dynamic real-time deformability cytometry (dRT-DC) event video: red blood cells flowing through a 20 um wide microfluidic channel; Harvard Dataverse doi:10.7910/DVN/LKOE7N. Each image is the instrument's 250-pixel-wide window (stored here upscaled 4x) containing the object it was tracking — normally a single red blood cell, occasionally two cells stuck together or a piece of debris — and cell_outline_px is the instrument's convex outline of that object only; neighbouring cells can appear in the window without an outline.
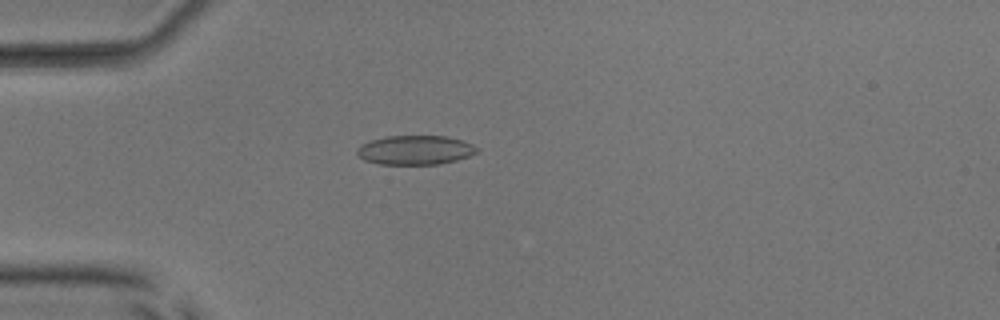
{"species": "common noctule bat (a hibernating species)", "species_latin": "Nyctalus noctula", "temperature_condition": "room temperature", "stored_images_in_passage": 52, "camera_frame_rate_fps": 3000, "um_per_image_px": 0.085, "animal": {"sex": "male", "body_mass_g": 17.9, "forearm_length_mm": 54.2}, "frame": {"image": 1, "passage_image": 15, "time_ms": 4.667, "image_size_px": [1000, 320], "cell_outline_px": [[480, 148], [476, 152], [468, 156], [456, 160], [440, 164], [380, 164], [364, 160], [356, 152], [356, 148], [360, 144], [372, 140], [388, 136], [448, 136], [472, 144]], "centroid_in_image_um": [35.28, 12.75], "position_along_channel_um": 49.7, "area_um2": 20.35}}
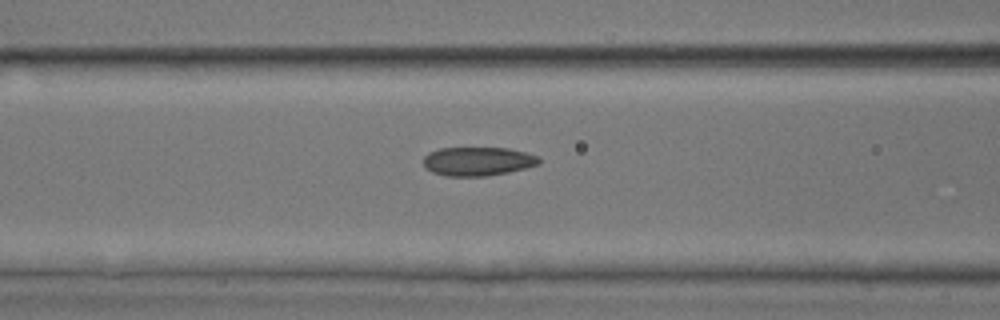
{"frame": {"image": 2, "passage_image": 22, "time_ms": 7.0, "image_size_px": [1000, 320], "cell_outline_px": [[540, 164], [508, 172], [484, 176], [444, 176], [432, 172], [424, 168], [424, 156], [428, 152], [440, 148], [508, 148], [540, 156]], "centroid_in_image_um": [40.59, 13.71], "position_along_channel_um": 126.0, "area_um2": 19.48}}
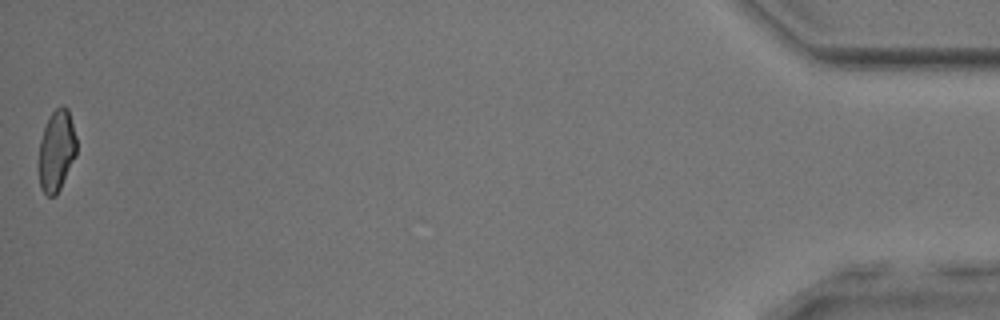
{"frame": {"image": 3, "passage_image": 52, "time_ms": 17.0, "image_size_px": [1000, 320], "cell_outline_px": [[76, 156], [56, 196], [48, 196], [40, 188], [40, 140], [48, 116], [60, 104], [64, 104], [68, 108], [76, 136]], "centroid_in_image_um": [4.83, 12.76], "position_along_channel_um": 430.4, "area_um2": 17.8}, "authors_computed_cell_mechanics": {"area_um2": 19.6231, "velocity_mm_per_s": 3.9914, "shape_relaxation_time_tau1_ms": null, "shape_relaxation_time_tau2_ms": 1.9294, "deformation_change_tau1": null, "deformation_change_tau2": 0.0857}}